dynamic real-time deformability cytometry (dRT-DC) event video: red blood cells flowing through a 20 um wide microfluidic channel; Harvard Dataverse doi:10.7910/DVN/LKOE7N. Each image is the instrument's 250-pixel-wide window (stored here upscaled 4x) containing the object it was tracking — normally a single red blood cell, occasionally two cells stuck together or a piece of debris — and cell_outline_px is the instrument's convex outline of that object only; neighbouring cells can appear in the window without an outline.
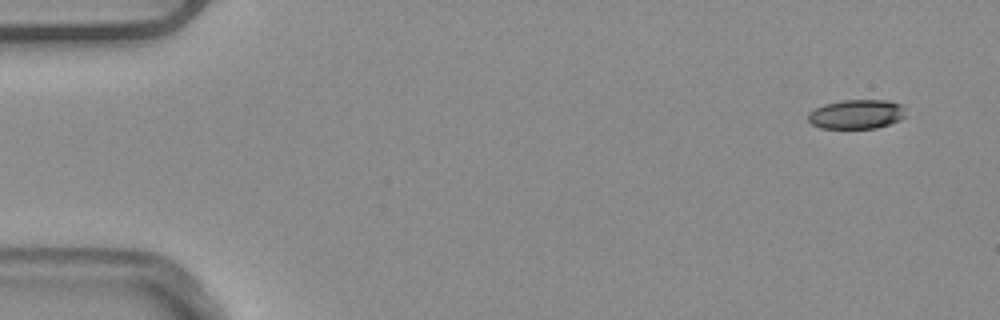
{"species": "common noctule bat (a hibernating species)", "species_latin": "Nyctalus noctula", "temperature_condition": "warm", "stored_images_in_passage": 3, "camera_frame_rate_fps": 3000, "um_per_image_px": 0.085, "animal": {"sex": "male", "body_mass_g": 20.4}, "frame": {"image": 1, "passage_image": 3, "time_ms": 0.667, "image_size_px": [1000, 320], "cell_outline_px": [[904, 116], [900, 120], [876, 128], [820, 128], [812, 124], [808, 120], [808, 112], [824, 104], [844, 100], [888, 100], [900, 104], [904, 108]], "centroid_in_image_um": [72.79, 9.7], "position_along_channel_um": 12.2, "area_um2": 16.59}}